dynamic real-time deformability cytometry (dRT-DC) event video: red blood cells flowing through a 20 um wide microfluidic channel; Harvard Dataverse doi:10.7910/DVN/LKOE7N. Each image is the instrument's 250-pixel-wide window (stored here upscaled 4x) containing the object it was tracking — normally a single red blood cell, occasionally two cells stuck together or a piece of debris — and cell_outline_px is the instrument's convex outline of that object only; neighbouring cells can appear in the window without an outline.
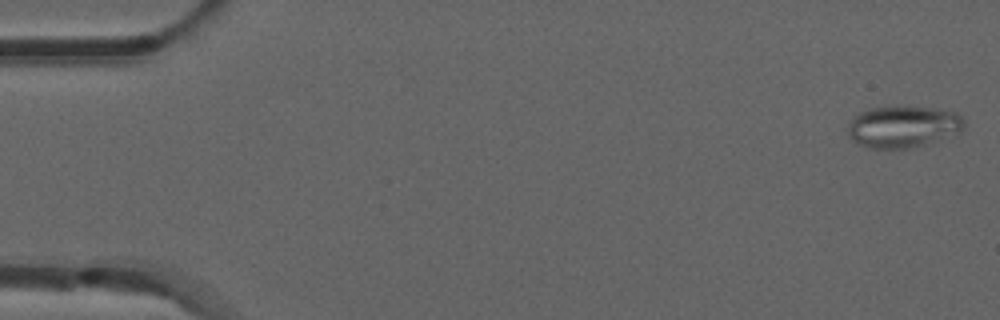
{"species": "common noctule bat (a hibernating species)", "species_latin": "Nyctalus noctula", "temperature_condition": "room temperature", "stored_images_in_passage": 52, "camera_frame_rate_fps": 3000, "um_per_image_px": 0.085, "animal": {"sex": "male", "forearm_length_mm": 52.5}, "frame": {"image": 1, "passage_image": 1, "time_ms": 0.0, "image_size_px": [1000, 320], "cell_outline_px": [[964, 128], [960, 132], [924, 144], [908, 148], [868, 148], [856, 144], [848, 136], [848, 124], [860, 112], [872, 108], [900, 104], [932, 108], [956, 112], [964, 120]], "centroid_in_image_um": [76.74, 10.74], "position_along_channel_um": 8.3, "area_um2": 28.55}}
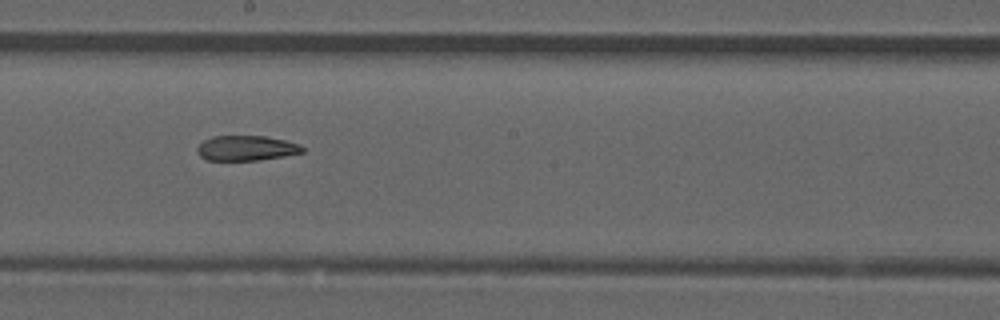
{"frame": {"image": 2, "passage_image": 29, "time_ms": 9.333, "image_size_px": [1000, 320], "cell_outline_px": [[304, 152], [284, 156], [260, 160], [208, 160], [200, 156], [196, 152], [196, 148], [204, 140], [212, 136], [264, 136], [284, 140], [300, 144], [304, 148]], "centroid_in_image_um": [20.93, 12.59], "position_along_channel_um": 227.3, "area_um2": 15.37}}
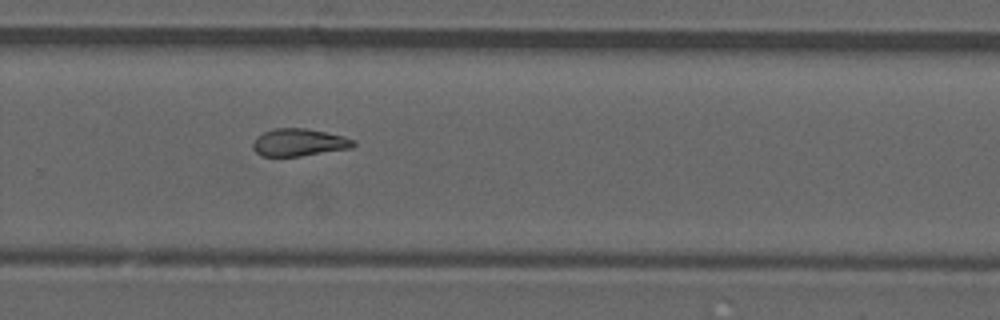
{"frame": {"image": 3, "passage_image": 35, "time_ms": 11.333, "image_size_px": [1000, 320], "cell_outline_px": [[356, 144], [352, 148], [300, 156], [260, 156], [252, 148], [252, 144], [256, 136], [264, 132], [276, 128], [304, 128], [344, 136], [356, 140]], "centroid_in_image_um": [25.41, 12.11], "position_along_channel_um": 304.4, "area_um2": 16.13}, "authors_computed_cell_mechanics": {"area_um2": 16.9354, "velocity_mm_per_s": 3.8649, "shape_relaxation_time_tau1_ms": null, "shape_relaxation_time_tau2_ms": 4.9061, "deformation_change_tau1": null, "deformation_change_tau2": 0.1387}}